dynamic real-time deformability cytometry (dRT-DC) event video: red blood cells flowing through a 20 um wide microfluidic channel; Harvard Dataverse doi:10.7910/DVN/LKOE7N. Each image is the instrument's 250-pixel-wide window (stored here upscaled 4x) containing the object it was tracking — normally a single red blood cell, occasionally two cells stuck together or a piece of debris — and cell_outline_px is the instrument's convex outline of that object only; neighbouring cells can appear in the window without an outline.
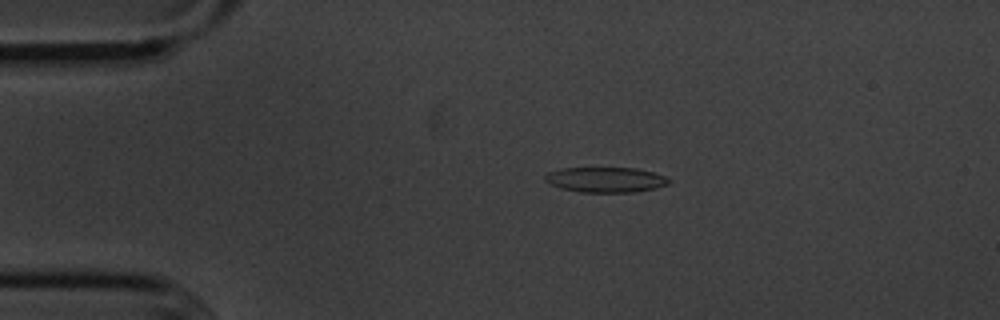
{"species": "common noctule bat (a hibernating species)", "species_latin": "Nyctalus noctula", "temperature_condition": "cold", "stored_images_in_passage": 48, "camera_frame_rate_fps": 3000, "um_per_image_px": 0.085, "animal": {"sex": "male", "body_mass_g": 20.1, "forearm_length_mm": 53.5}, "frame": {"image": 1, "passage_image": 4, "time_ms": 1.0, "image_size_px": [1000, 320], "cell_outline_px": [[672, 180], [668, 184], [656, 188], [636, 192], [580, 192], [560, 188], [548, 184], [544, 180], [544, 176], [548, 172], [560, 168], [636, 168], [652, 172], [664, 176]], "centroid_in_image_um": [51.45, 15.28], "position_along_channel_um": 33.6, "area_um2": 18.32}}
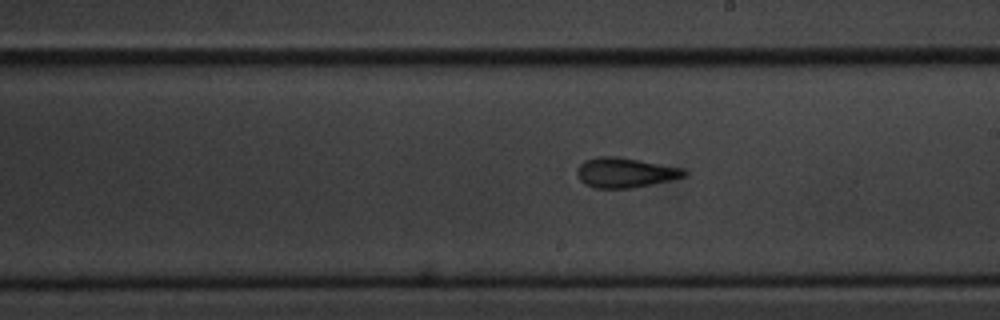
{"frame": {"image": 2, "passage_image": 24, "time_ms": 7.667, "image_size_px": [1000, 320], "cell_outline_px": [[688, 172], [684, 176], [668, 180], [632, 188], [592, 188], [584, 184], [580, 180], [576, 172], [576, 168], [584, 160], [596, 156], [616, 156], [640, 160], [684, 168]], "centroid_in_image_um": [53.08, 14.66], "position_along_channel_um": 235.9, "area_um2": 18.73}}
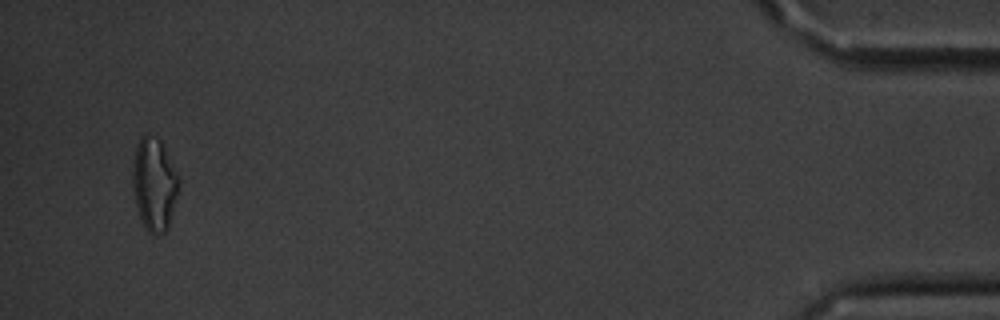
{"frame": {"image": 3, "passage_image": 46, "time_ms": 15.0, "image_size_px": [1000, 320], "cell_outline_px": [[180, 180], [168, 228], [164, 232], [156, 236], [152, 236], [144, 228], [136, 208], [132, 184], [132, 168], [136, 148], [140, 140], [148, 132], [160, 140]], "centroid_in_image_um": [13.08, 15.71], "position_along_channel_um": 422.1, "area_um2": 24.85}, "authors_computed_cell_mechanics": {"area_um2": 18.5538, "velocity_mm_per_s": 3.6135, "shape_relaxation_time_tau1_ms": 4.5515, "shape_relaxation_time_tau2_ms": 2.7281, "deformation_change_tau1": 0.1574, "deformation_change_tau2": 0.1173}}